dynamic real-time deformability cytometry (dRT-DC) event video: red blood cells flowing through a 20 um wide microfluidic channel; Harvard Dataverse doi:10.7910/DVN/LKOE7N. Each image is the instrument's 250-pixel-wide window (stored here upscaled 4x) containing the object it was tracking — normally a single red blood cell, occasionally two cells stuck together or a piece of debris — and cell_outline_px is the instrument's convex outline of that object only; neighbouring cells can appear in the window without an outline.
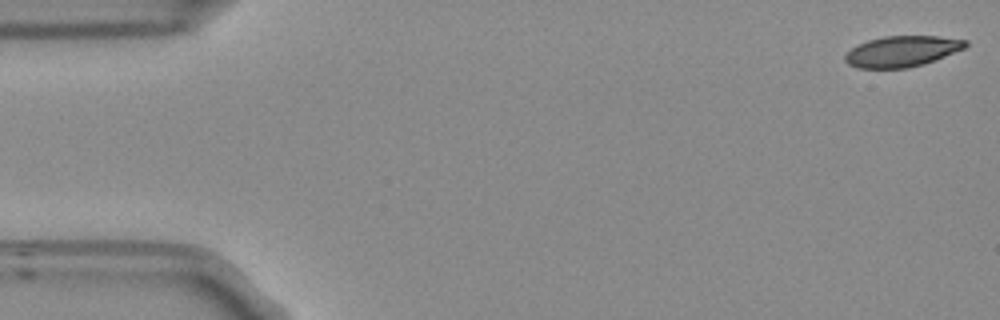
{"species": "Egyptian fruit bat (a non-hibernating species)", "species_latin": "Rousettus aegyptiacus", "temperature_condition": "room temperature", "stored_images_in_passage": 9, "camera_frame_rate_fps": 3000, "um_per_image_px": 0.085, "frame": {"image": 1, "passage_image": 1, "time_ms": 0.0, "image_size_px": [1000, 320], "cell_outline_px": [[968, 44], [964, 48], [924, 64], [908, 68], [856, 68], [848, 64], [844, 60], [844, 56], [852, 48], [868, 40], [884, 36], [936, 36], [968, 40]], "centroid_in_image_um": [76.65, 4.37], "position_along_channel_um": 8.3, "area_um2": 21.5}}